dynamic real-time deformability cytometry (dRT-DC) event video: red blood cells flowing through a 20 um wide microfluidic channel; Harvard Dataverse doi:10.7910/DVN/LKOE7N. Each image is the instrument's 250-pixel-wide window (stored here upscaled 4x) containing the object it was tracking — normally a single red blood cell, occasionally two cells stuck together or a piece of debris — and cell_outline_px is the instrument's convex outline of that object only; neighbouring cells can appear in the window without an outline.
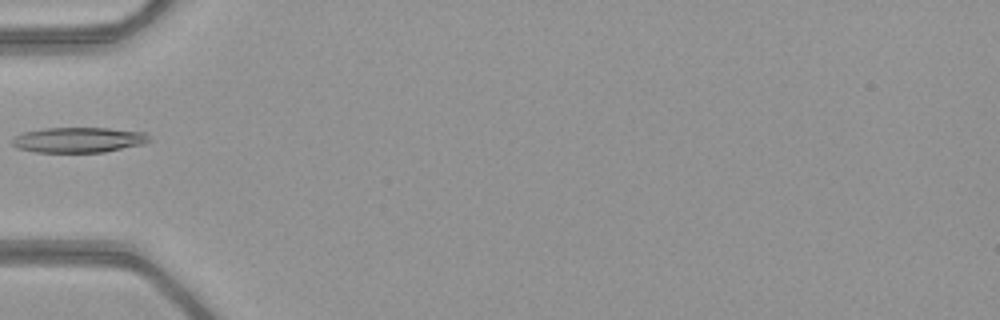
{"species": "common noctule bat (a hibernating species)", "species_latin": "Nyctalus noctula", "temperature_condition": "warm", "stored_images_in_passage": 34, "camera_frame_rate_fps": 3000, "um_per_image_px": 0.085, "animal": {"sex": "female", "body_mass_g": 21.9}, "frame": {"image": 1, "passage_image": 1, "time_ms": 0.0, "image_size_px": [1000, 320], "cell_outline_px": [[152, 140], [140, 144], [104, 152], [36, 152], [16, 148], [12, 144], [12, 136], [24, 132], [44, 128], [108, 128], [148, 132]], "centroid_in_image_um": [6.67, 11.88], "position_along_channel_um": 78.3, "area_um2": 20.29}}
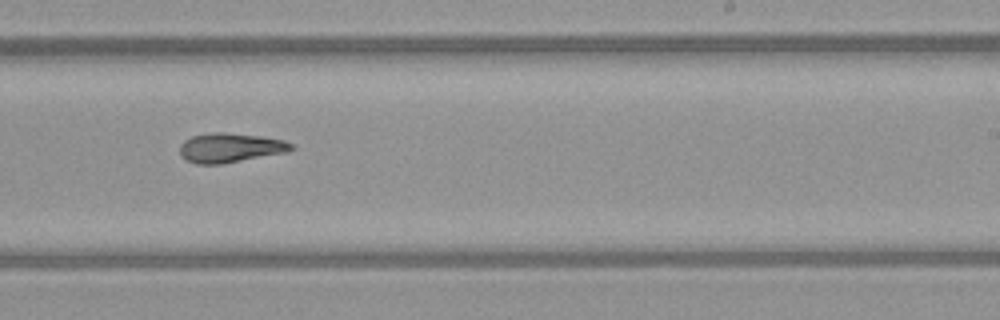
{"frame": {"image": 2, "passage_image": 15, "time_ms": 4.667, "image_size_px": [1000, 320], "cell_outline_px": [[296, 148], [288, 152], [220, 164], [196, 164], [184, 160], [180, 156], [180, 144], [184, 140], [192, 136], [212, 132], [224, 132], [260, 136], [284, 140], [292, 144]], "centroid_in_image_um": [19.55, 12.56], "position_along_channel_um": 269.5, "area_um2": 19.25}}
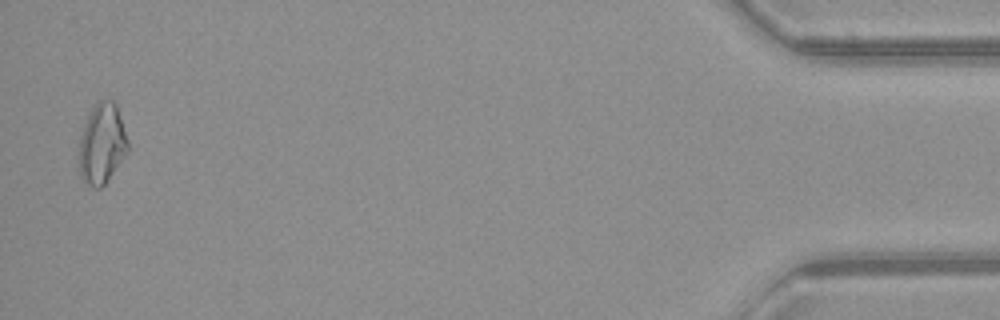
{"frame": {"image": 3, "passage_image": 33, "time_ms": 10.667, "image_size_px": [1000, 320], "cell_outline_px": [[128, 152], [108, 180], [100, 188], [92, 188], [80, 176], [80, 136], [84, 124], [92, 108], [100, 100], [112, 100], [116, 104], [128, 140]], "centroid_in_image_um": [8.68, 12.23], "position_along_channel_um": 426.5, "area_um2": 22.6}}